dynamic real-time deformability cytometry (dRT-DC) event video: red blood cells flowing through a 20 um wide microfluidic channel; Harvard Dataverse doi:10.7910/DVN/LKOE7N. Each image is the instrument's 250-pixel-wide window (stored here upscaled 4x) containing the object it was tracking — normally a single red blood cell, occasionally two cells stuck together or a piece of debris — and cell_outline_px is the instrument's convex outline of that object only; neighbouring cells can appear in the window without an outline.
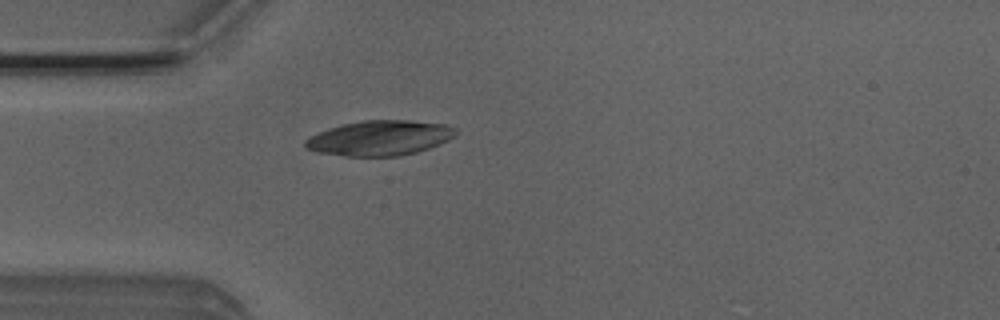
{"species": "Egyptian fruit bat (a non-hibernating species)", "species_latin": "Rousettus aegyptiacus", "temperature_condition": "room temperature", "stored_images_in_passage": 34, "camera_frame_rate_fps": 3000, "um_per_image_px": 0.085, "animal": {"sex": "male"}, "frame": {"image": 1, "passage_image": 3, "time_ms": 0.667, "image_size_px": [1000, 320], "cell_outline_px": [[456, 132], [448, 140], [440, 144], [416, 152], [400, 156], [344, 156], [316, 152], [304, 148], [304, 140], [328, 128], [360, 120], [408, 120], [448, 124], [456, 128]], "centroid_in_image_um": [32.27, 11.73], "position_along_channel_um": 52.7, "area_um2": 30.75}}
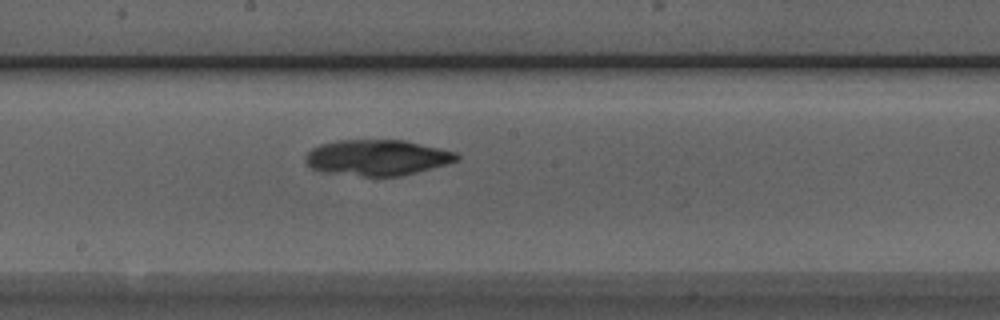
{"frame": {"image": 2, "passage_image": 16, "time_ms": 5.0, "image_size_px": [1000, 320], "cell_outline_px": [[460, 160], [416, 172], [400, 176], [364, 176], [324, 172], [312, 168], [304, 160], [304, 156], [312, 148], [320, 144], [336, 140], [404, 140], [440, 148], [456, 152], [460, 156]], "centroid_in_image_um": [32.05, 13.39], "position_along_channel_um": 216.1, "area_um2": 31.5}}
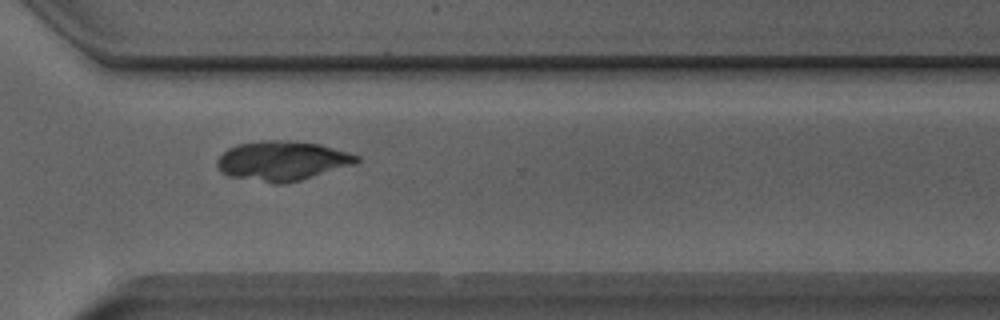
{"frame": {"image": 3, "passage_image": 26, "time_ms": 8.333, "image_size_px": [1000, 320], "cell_outline_px": [[360, 160], [356, 164], [300, 180], [284, 184], [276, 184], [228, 176], [220, 172], [216, 164], [216, 160], [228, 148], [236, 144], [264, 140], [288, 140], [320, 144], [348, 152], [360, 156]], "centroid_in_image_um": [23.98, 13.67], "position_along_channel_um": 346.6, "area_um2": 32.37}}